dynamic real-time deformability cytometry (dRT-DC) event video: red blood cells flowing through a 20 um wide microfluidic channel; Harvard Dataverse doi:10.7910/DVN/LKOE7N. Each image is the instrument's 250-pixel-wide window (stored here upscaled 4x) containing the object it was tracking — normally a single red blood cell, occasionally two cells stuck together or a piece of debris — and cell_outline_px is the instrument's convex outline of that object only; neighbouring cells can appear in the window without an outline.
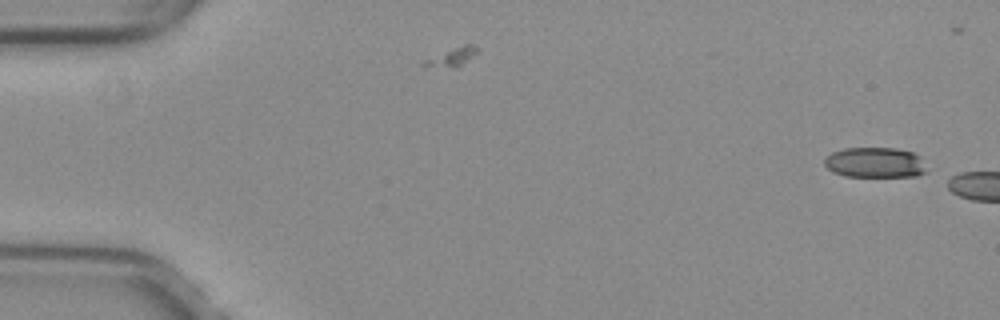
{"species": "common noctule bat (a hibernating species)", "species_latin": "Nyctalus noctula", "temperature_condition": "warm", "stored_images_in_passage": 4, "camera_frame_rate_fps": 3000, "um_per_image_px": 0.085, "animal": {"sex": "female", "body_mass_g": 29.2, "forearm_length_mm": 56.3}, "frame": {"image": 1, "passage_image": 1, "time_ms": 0.0, "image_size_px": [1000, 320], "cell_outline_px": [[928, 172], [916, 176], [844, 176], [832, 172], [824, 164], [824, 160], [832, 152], [844, 148], [896, 148], [912, 152], [920, 156]], "centroid_in_image_um": [74.39, 13.81], "position_along_channel_um": 10.6, "area_um2": 18.09}}